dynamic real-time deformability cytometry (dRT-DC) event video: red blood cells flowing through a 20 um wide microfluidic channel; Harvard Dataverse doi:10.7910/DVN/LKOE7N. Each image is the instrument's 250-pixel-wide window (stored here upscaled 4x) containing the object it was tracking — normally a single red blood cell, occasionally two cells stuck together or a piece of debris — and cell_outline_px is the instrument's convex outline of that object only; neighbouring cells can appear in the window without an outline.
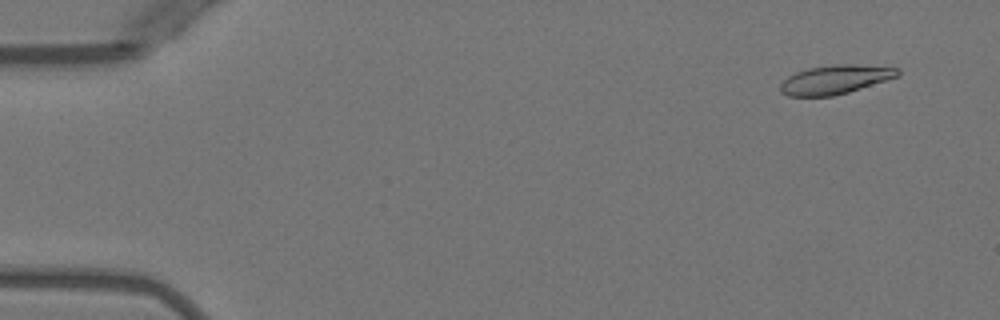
{"species": "Egyptian fruit bat (a non-hibernating species)", "species_latin": "Rousettus aegyptiacus", "temperature_condition": "warm", "stored_images_in_passage": 2, "camera_frame_rate_fps": 3000, "um_per_image_px": 0.085, "animal": {"sex": "female"}, "frame": {"image": 1, "passage_image": 1, "time_ms": 0.0, "image_size_px": [1000, 320], "cell_outline_px": [[900, 76], [848, 92], [832, 96], [788, 96], [780, 92], [780, 84], [788, 76], [796, 72], [808, 68], [832, 64], [856, 64], [900, 68]], "centroid_in_image_um": [71.0, 6.75], "position_along_channel_um": 14.0, "area_um2": 19.88}}